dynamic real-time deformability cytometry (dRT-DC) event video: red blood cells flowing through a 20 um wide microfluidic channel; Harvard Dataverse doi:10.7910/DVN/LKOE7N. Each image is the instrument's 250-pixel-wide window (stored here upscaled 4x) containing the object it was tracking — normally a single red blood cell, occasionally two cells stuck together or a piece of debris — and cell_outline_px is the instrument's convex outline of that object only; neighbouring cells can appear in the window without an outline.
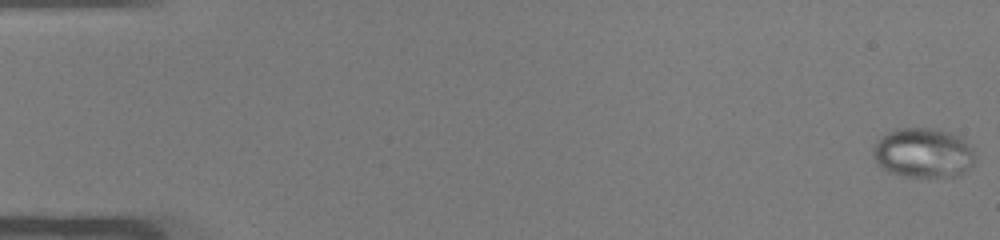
{"species": "common noctule bat (a hibernating species)", "species_latin": "Nyctalus noctula", "temperature_condition": "warm", "stored_images_in_passage": 50, "camera_frame_rate_fps": 3000, "um_per_image_px": 0.085, "animal": {"sex": "male", "body_mass_g": 19.0, "forearm_length_mm": 50.8}, "frame": {"image": 1, "passage_image": 1, "time_ms": 0.0, "image_size_px": [1000, 240], "cell_outline_px": [[976, 160], [960, 176], [904, 176], [888, 172], [872, 156], [872, 148], [880, 136], [896, 128], [936, 128], [960, 136], [972, 144], [976, 156]], "centroid_in_image_um": [78.51, 12.97], "position_along_channel_um": 6.5, "area_um2": 29.88}}
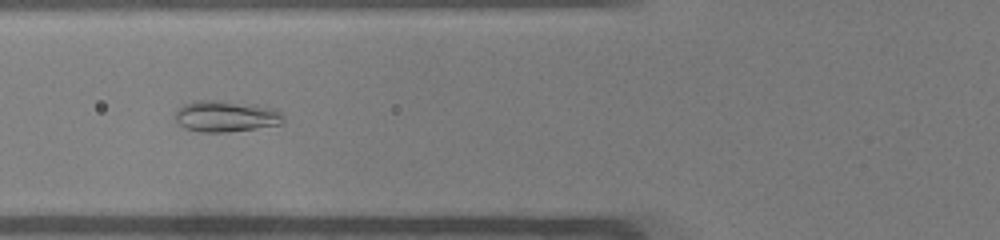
{"frame": {"image": 2, "passage_image": 20, "time_ms": 6.333, "image_size_px": [1000, 240], "cell_outline_px": [[284, 120], [280, 124], [256, 128], [228, 132], [200, 132], [184, 128], [176, 120], [176, 108], [184, 104], [196, 100], [216, 100], [256, 104], [272, 108], [280, 112], [284, 116]], "centroid_in_image_um": [19.19, 9.87], "position_along_channel_um": 106.6, "area_um2": 19.77}}
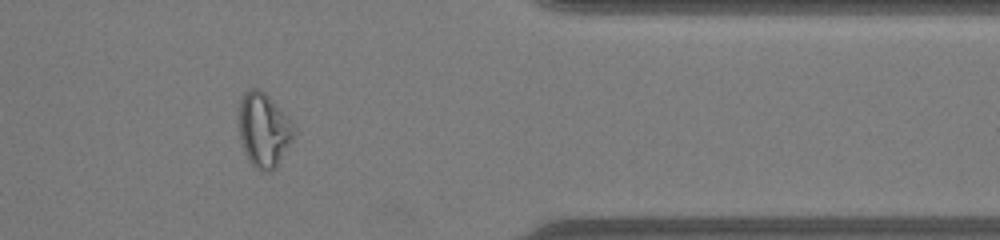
{"frame": {"image": 3, "passage_image": 42, "time_ms": 13.667, "image_size_px": [1000, 240], "cell_outline_px": [[292, 140], [276, 168], [268, 172], [260, 172], [248, 160], [244, 152], [240, 140], [240, 100], [244, 92], [252, 88], [260, 88], [292, 120]], "centroid_in_image_um": [22.41, 11.06], "position_along_channel_um": 389.0, "area_um2": 23.58}}